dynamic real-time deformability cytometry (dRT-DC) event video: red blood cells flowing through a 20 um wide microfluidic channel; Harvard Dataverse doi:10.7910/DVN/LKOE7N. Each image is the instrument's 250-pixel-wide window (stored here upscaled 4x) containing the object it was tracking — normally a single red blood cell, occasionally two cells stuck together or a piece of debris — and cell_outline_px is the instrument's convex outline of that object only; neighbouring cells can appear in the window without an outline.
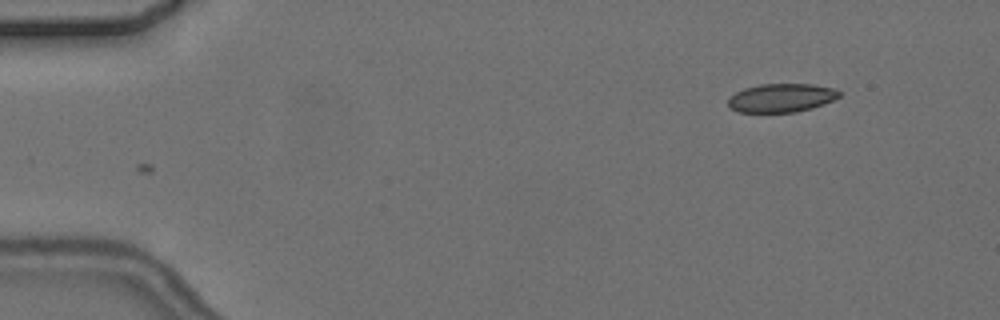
{"species": "common noctule bat (a hibernating species)", "species_latin": "Nyctalus noctula", "temperature_condition": "cold", "stored_images_in_passage": 3, "camera_frame_rate_fps": 3000, "um_per_image_px": 0.085, "animal": {"sex": "female", "body_mass_g": 24.6, "forearm_length_mm": 56.2}, "frame": {"image": 1, "passage_image": 3, "time_ms": 2.667, "image_size_px": [1000, 320], "cell_outline_px": [[840, 96], [824, 104], [812, 108], [796, 112], [740, 112], [728, 108], [728, 96], [744, 88], [760, 84], [812, 84], [832, 88], [840, 92]], "centroid_in_image_um": [66.37, 8.32], "position_along_channel_um": 18.6, "area_um2": 18.55}}